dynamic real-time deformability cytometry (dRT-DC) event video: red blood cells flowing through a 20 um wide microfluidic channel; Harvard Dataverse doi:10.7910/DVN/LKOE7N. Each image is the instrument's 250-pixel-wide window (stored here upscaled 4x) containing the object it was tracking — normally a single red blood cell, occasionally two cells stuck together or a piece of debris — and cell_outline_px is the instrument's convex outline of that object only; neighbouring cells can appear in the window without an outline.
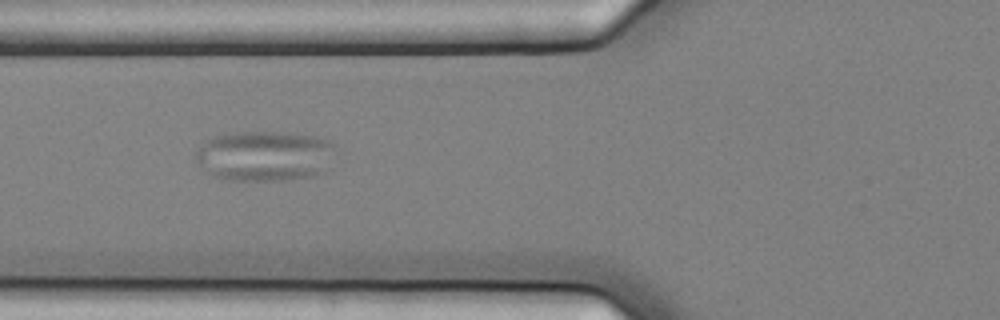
{"species": "common noctule bat (a hibernating species)", "species_latin": "Nyctalus noctula", "temperature_condition": "cold", "stored_images_in_passage": 3, "camera_frame_rate_fps": 3000, "um_per_image_px": 0.085, "animal": {"sex": "female", "body_mass_g": 25.1}, "frame": {"image": 1, "passage_image": 2, "time_ms": 0.333, "image_size_px": [1000, 320], "cell_outline_px": [[336, 144], [324, 172], [312, 176], [288, 180], [220, 180], [212, 176], [196, 164], [196, 152], [200, 144], [212, 136], [228, 132], [292, 132], [332, 140]], "centroid_in_image_um": [22.44, 13.24], "position_along_channel_um": 103.4, "area_um2": 41.67}}
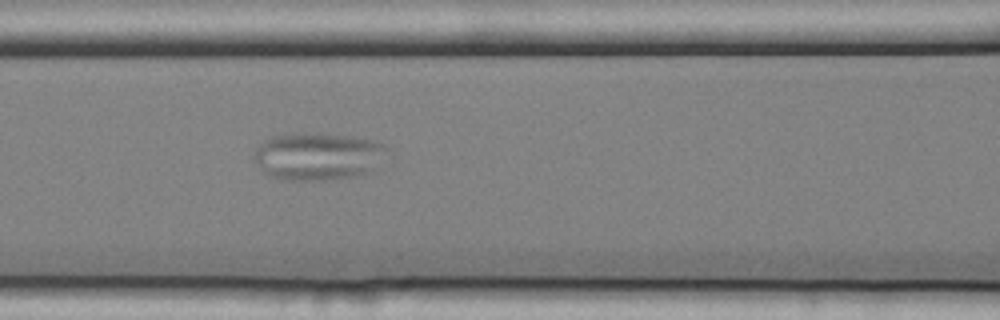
{"frame": {"image": 2, "passage_image": 3, "time_ms": 0.667, "image_size_px": [1000, 320], "cell_outline_px": [[388, 148], [372, 168], [368, 172], [356, 176], [324, 180], [280, 180], [268, 176], [260, 168], [252, 156], [252, 152], [264, 140], [272, 136], [292, 132], [304, 132], [352, 136], [376, 140], [384, 144]], "centroid_in_image_um": [26.93, 13.27], "position_along_channel_um": 139.7, "area_um2": 37.11}}